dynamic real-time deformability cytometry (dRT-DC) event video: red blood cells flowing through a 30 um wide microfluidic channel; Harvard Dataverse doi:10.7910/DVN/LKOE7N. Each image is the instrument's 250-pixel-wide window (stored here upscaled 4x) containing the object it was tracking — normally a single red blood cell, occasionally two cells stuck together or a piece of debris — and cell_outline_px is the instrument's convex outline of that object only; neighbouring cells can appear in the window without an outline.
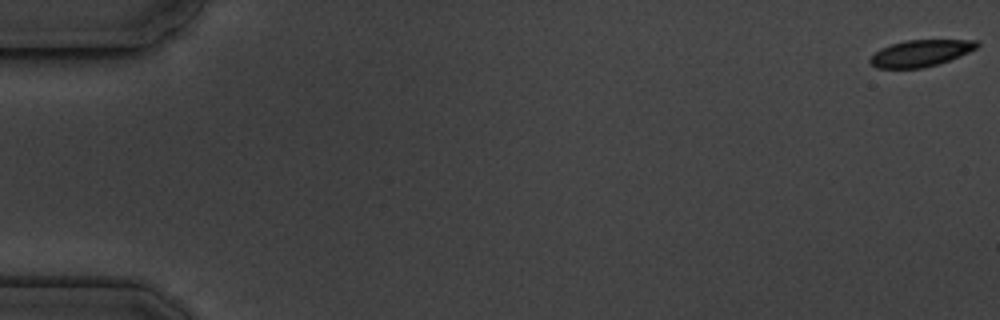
{"species": "common noctule bat (a hibernating species)", "species_latin": "Nyctalus noctula", "temperature_condition": "cold", "stored_images_in_passage": 6, "camera_frame_rate_fps": 3000, "um_per_image_px": 0.085, "animal": {"sex": "male", "body_mass_g": 19.5, "forearm_length_mm": 54.6}, "frame": {"image": 1, "passage_image": 1, "time_ms": 0.0, "image_size_px": [1000, 320], "cell_outline_px": [[980, 44], [976, 48], [968, 52], [948, 60], [924, 68], [876, 68], [868, 60], [880, 48], [904, 40], [976, 40]], "centroid_in_image_um": [78.23, 4.51], "position_along_channel_um": 6.8, "area_um2": 16.36}}